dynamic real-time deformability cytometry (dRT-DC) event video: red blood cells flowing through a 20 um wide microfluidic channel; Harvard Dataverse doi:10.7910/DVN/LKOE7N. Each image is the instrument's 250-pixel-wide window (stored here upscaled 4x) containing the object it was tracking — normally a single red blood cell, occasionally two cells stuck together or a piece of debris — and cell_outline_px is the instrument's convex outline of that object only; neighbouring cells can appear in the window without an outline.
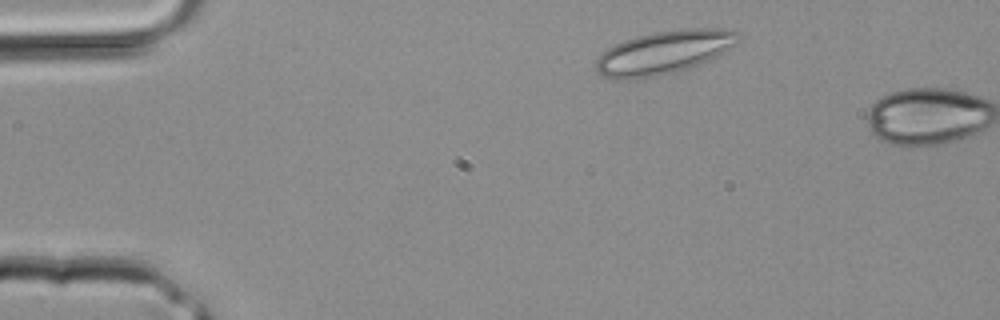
{"species": "common noctule bat (a hibernating species)", "species_latin": "Nyctalus noctula", "temperature_condition": "room temperature", "stored_images_in_passage": 2, "camera_frame_rate_fps": 3000, "um_per_image_px": 0.085, "animal": {"sex": "male", "body_mass_g": 20.4}, "frame": {"image": 1, "passage_image": 1, "time_ms": 0.0, "image_size_px": [1000, 320], "cell_outline_px": [[740, 40], [736, 44], [716, 56], [676, 72], [644, 80], [612, 80], [600, 76], [596, 72], [596, 60], [608, 48], [624, 40], [652, 32], [680, 28], [732, 28], [740, 32]], "centroid_in_image_um": [56.42, 4.46], "position_along_channel_um": 28.6, "area_um2": 36.53}}